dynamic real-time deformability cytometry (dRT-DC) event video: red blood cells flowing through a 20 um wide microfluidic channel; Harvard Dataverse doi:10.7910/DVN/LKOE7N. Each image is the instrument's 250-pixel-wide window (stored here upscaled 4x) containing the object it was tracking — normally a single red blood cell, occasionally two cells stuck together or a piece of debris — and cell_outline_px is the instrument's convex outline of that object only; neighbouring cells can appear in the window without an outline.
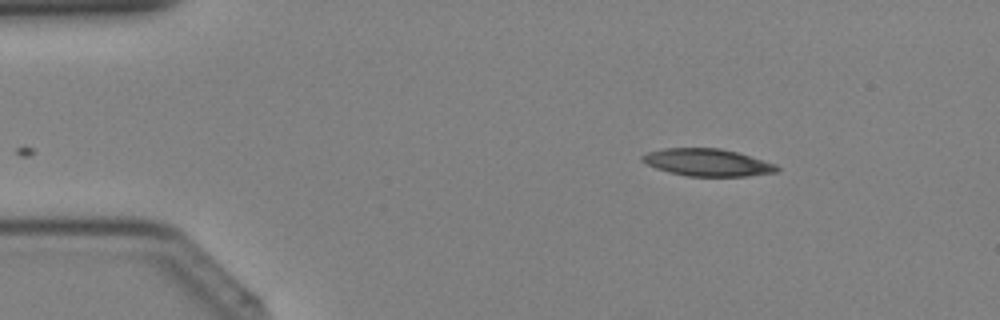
{"species": "Egyptian fruit bat (a non-hibernating species)", "species_latin": "Rousettus aegyptiacus", "temperature_condition": "cold", "stored_images_in_passage": 35, "camera_frame_rate_fps": 3000, "um_per_image_px": 0.085, "animal": {"sex": "female"}, "frame": {"image": 1, "passage_image": 1, "time_ms": 0.0, "image_size_px": [1000, 320], "cell_outline_px": [[780, 168], [776, 172], [748, 176], [688, 176], [668, 172], [656, 168], [640, 160], [640, 156], [648, 152], [664, 148], [720, 148], [736, 152], [776, 164]], "centroid_in_image_um": [60.11, 13.81], "position_along_channel_um": 24.9, "area_um2": 21.33}}
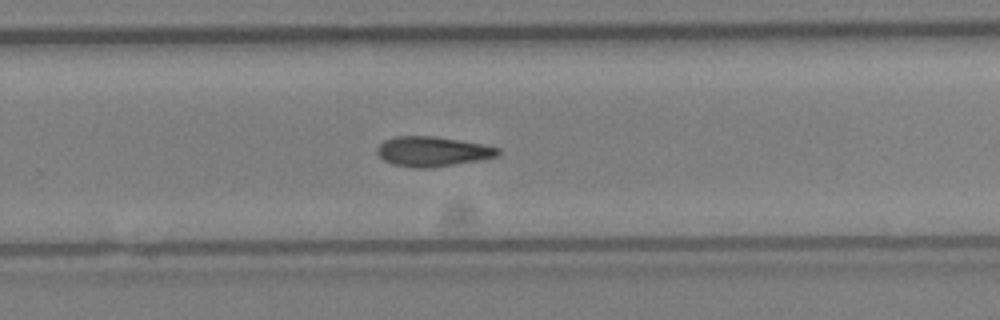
{"frame": {"image": 2, "passage_image": 21, "time_ms": 6.667, "image_size_px": [1000, 320], "cell_outline_px": [[500, 152], [496, 156], [480, 160], [428, 168], [412, 168], [392, 164], [384, 160], [376, 152], [376, 148], [384, 140], [396, 136], [432, 136], [480, 144], [500, 148]], "centroid_in_image_um": [36.71, 12.88], "position_along_channel_um": 293.1, "area_um2": 20.81}}
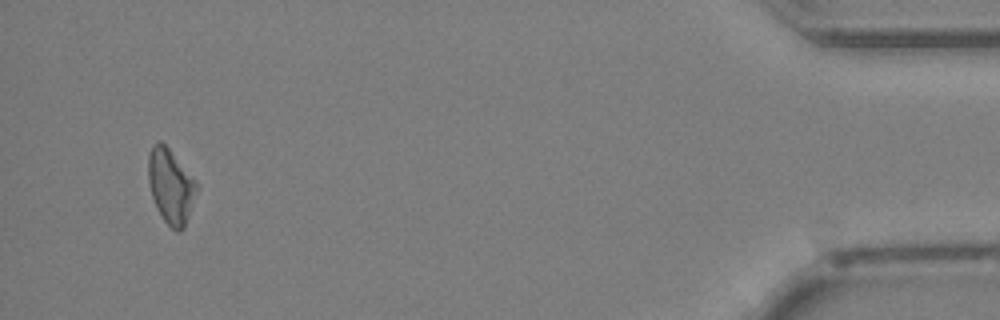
{"frame": {"image": 3, "passage_image": 33, "time_ms": 10.667, "image_size_px": [1000, 320], "cell_outline_px": [[200, 188], [184, 228], [180, 232], [176, 232], [164, 220], [156, 208], [152, 196], [148, 180], [148, 156], [152, 144], [160, 140], [168, 148], [200, 184]], "centroid_in_image_um": [14.55, 15.84], "position_along_channel_um": 420.7, "area_um2": 21.39}}